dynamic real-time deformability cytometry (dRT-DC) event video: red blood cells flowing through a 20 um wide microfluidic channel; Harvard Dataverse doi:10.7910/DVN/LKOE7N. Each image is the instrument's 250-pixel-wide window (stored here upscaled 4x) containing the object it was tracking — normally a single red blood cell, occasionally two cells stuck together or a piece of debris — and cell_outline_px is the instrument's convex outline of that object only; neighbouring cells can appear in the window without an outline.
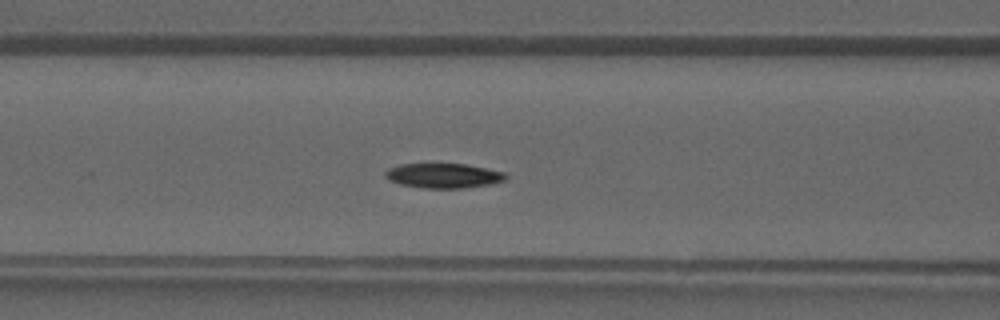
{"species": "common noctule bat (a hibernating species)", "species_latin": "Nyctalus noctula", "temperature_condition": "warm", "stored_images_in_passage": 27, "camera_frame_rate_fps": 3000, "um_per_image_px": 0.085, "animal": {"sex": "male", "forearm_length_mm": 52.5}, "frame": {"image": 1, "passage_image": 13, "time_ms": 4.0, "image_size_px": [1000, 320], "cell_outline_px": [[508, 180], [492, 184], [464, 188], [420, 188], [400, 184], [388, 180], [384, 176], [384, 172], [388, 168], [400, 164], [464, 164], [488, 168], [504, 172], [508, 176]], "centroid_in_image_um": [37.71, 14.94], "position_along_channel_um": 128.9, "area_um2": 17.63}}
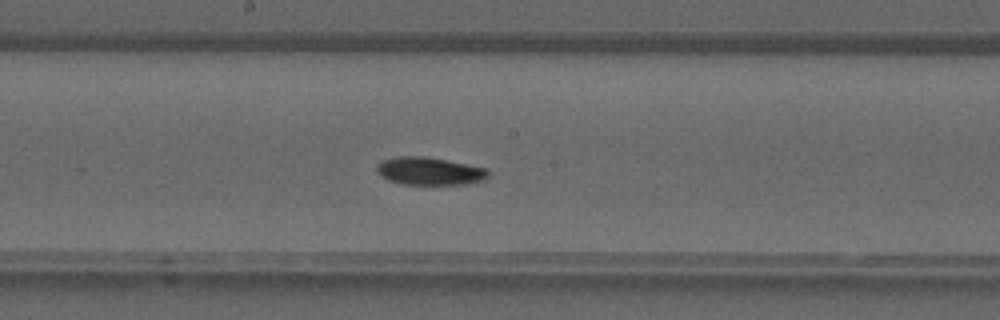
{"frame": {"image": 2, "passage_image": 18, "time_ms": 5.667, "image_size_px": [1000, 320], "cell_outline_px": [[492, 172], [488, 180], [472, 184], [400, 184], [388, 180], [380, 176], [376, 172], [376, 164], [384, 160], [396, 156], [424, 156], [488, 168]], "centroid_in_image_um": [36.57, 14.55], "position_along_channel_um": 211.6, "area_um2": 18.5}}
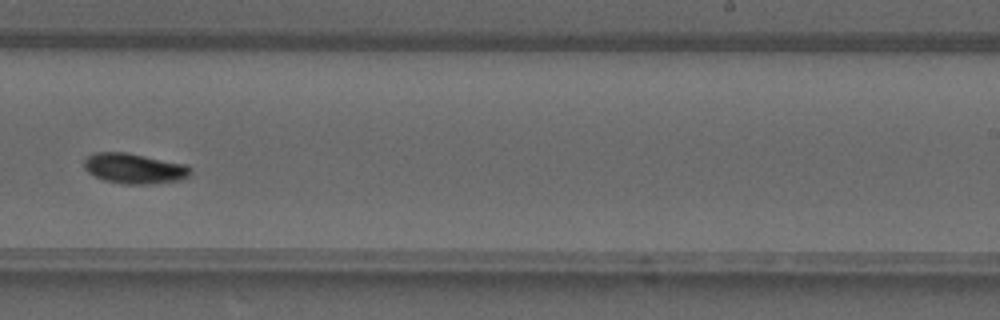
{"frame": {"image": 3, "passage_image": 22, "time_ms": 7.0, "image_size_px": [1000, 320], "cell_outline_px": [[192, 172], [188, 176], [180, 180], [156, 184], [120, 184], [104, 180], [88, 172], [84, 168], [84, 160], [88, 156], [96, 152], [128, 152], [188, 164], [192, 168]], "centroid_in_image_um": [11.46, 14.32], "position_along_channel_um": 277.5, "area_um2": 19.13}}